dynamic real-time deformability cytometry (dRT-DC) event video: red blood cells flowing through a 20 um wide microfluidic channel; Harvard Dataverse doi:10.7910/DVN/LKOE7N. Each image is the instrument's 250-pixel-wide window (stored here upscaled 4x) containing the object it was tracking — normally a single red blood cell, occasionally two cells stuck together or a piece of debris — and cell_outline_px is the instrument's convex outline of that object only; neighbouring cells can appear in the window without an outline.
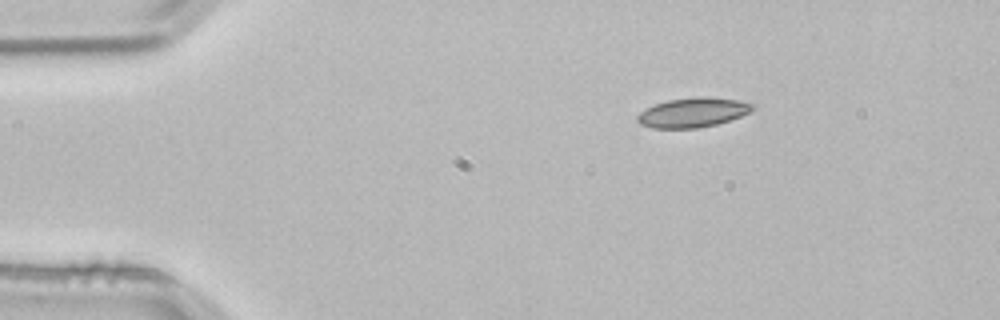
{"species": "common noctule bat (a hibernating species)", "species_latin": "Nyctalus noctula", "temperature_condition": "room temperature", "stored_images_in_passage": 6, "camera_frame_rate_fps": 3000, "um_per_image_px": 0.085, "animal": {"sex": "male", "body_mass_g": 21.5, "forearm_length_mm": 52.0}, "frame": {"image": 1, "passage_image": 6, "time_ms": 1.667, "image_size_px": [1000, 320], "cell_outline_px": [[756, 108], [740, 116], [716, 124], [696, 128], [652, 128], [640, 124], [636, 120], [636, 116], [640, 112], [656, 104], [668, 100], [700, 96], [704, 96], [736, 100], [756, 104]], "centroid_in_image_um": [58.89, 9.56], "position_along_channel_um": 26.1, "area_um2": 19.65}}